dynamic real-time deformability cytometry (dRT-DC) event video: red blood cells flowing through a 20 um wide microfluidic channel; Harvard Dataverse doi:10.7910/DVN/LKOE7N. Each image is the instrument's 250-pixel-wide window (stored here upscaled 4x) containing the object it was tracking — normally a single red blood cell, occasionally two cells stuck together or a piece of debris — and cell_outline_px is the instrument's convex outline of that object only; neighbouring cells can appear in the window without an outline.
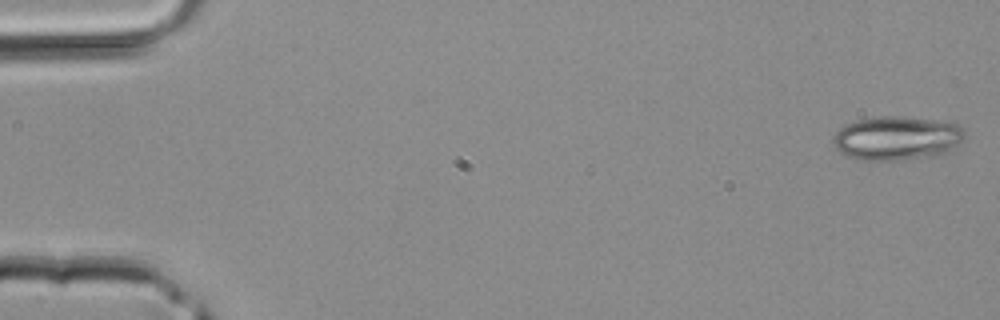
{"species": "common noctule bat (a hibernating species)", "species_latin": "Nyctalus noctula", "temperature_condition": "room temperature", "stored_images_in_passage": 41, "camera_frame_rate_fps": 3000, "um_per_image_px": 0.085, "animal": {"sex": "male", "body_mass_g": 20.4}, "frame": {"image": 1, "passage_image": 1, "time_ms": 0.0, "image_size_px": [1000, 320], "cell_outline_px": [[964, 136], [956, 144], [944, 152], [936, 156], [900, 160], [856, 160], [840, 152], [832, 144], [832, 136], [840, 128], [848, 124], [860, 120], [880, 116], [904, 116], [956, 120], [964, 128]], "centroid_in_image_um": [76.27, 11.72], "position_along_channel_um": 8.7, "area_um2": 34.22}}
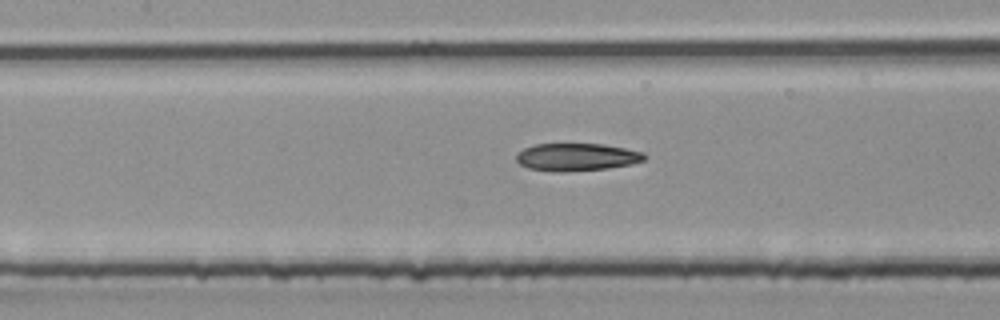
{"frame": {"image": 2, "passage_image": 19, "time_ms": 6.0, "image_size_px": [1000, 320], "cell_outline_px": [[648, 156], [644, 160], [632, 164], [608, 168], [564, 172], [552, 172], [528, 168], [520, 164], [516, 160], [516, 156], [524, 148], [536, 144], [604, 144], [644, 152]], "centroid_in_image_um": [49.04, 13.35], "position_along_channel_um": 158.4, "area_um2": 20.69}}
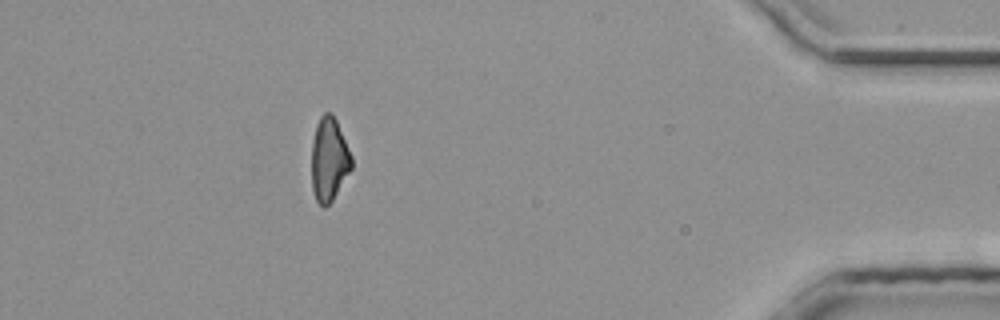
{"frame": {"image": 3, "passage_image": 37, "time_ms": 12.0, "image_size_px": [1000, 320], "cell_outline_px": [[352, 168], [332, 200], [324, 208], [316, 200], [312, 188], [312, 140], [316, 124], [320, 116], [324, 112], [332, 112], [336, 120], [352, 156]], "centroid_in_image_um": [27.96, 13.52], "position_along_channel_um": 407.2, "area_um2": 19.42}}